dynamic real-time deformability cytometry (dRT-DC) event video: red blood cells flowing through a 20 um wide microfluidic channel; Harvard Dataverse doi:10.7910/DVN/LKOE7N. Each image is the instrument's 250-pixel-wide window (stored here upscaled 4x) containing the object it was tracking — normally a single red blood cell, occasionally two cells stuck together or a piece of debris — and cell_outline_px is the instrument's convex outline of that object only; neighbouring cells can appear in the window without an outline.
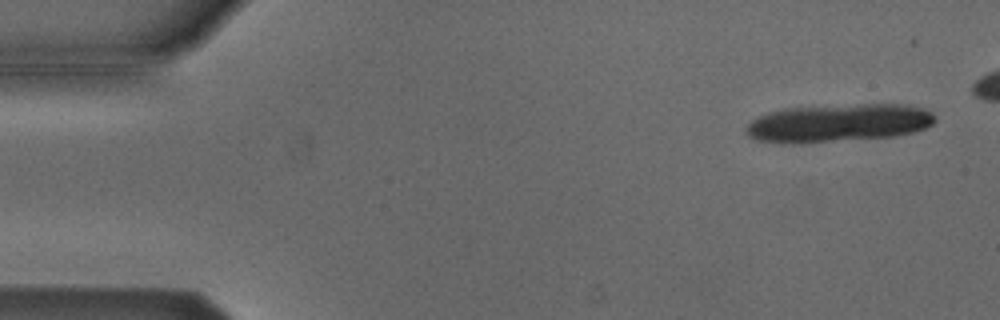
{"species": "Egyptian fruit bat (a non-hibernating species)", "species_latin": "Rousettus aegyptiacus", "temperature_condition": "cold", "stored_images_in_passage": 18, "camera_frame_rate_fps": 3000, "um_per_image_px": 0.085, "animal": {"sex": "male"}, "frame": {"image": 1, "passage_image": 3, "time_ms": 0.667, "image_size_px": [1000, 320], "cell_outline_px": [[936, 120], [932, 124], [924, 128], [912, 132], [892, 136], [800, 144], [784, 144], [756, 140], [748, 136], [748, 124], [752, 120], [768, 112], [784, 108], [868, 104], [896, 104], [920, 108], [932, 112]], "centroid_in_image_um": [71.22, 10.47], "position_along_channel_um": 13.8, "area_um2": 41.56}}